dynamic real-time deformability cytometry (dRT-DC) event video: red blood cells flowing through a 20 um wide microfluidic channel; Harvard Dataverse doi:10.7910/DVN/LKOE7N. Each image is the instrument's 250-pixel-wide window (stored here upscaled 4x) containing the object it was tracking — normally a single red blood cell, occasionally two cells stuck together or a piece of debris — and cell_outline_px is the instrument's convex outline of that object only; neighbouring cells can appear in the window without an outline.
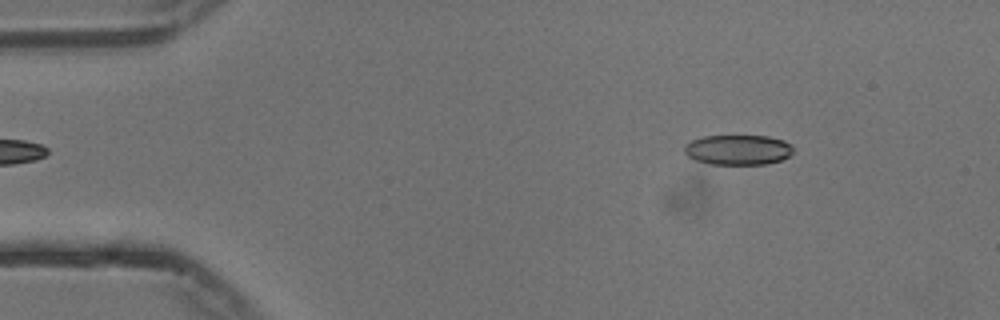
{"species": "common noctule bat (a hibernating species)", "species_latin": "Nyctalus noctula", "temperature_condition": "cold", "stored_images_in_passage": 30, "camera_frame_rate_fps": 3000, "um_per_image_px": 0.085, "animal": {"sex": "male", "body_mass_g": 13.3}, "frame": {"image": 1, "passage_image": 3, "time_ms": 0.667, "image_size_px": [1000, 320], "cell_outline_px": [[792, 152], [788, 156], [780, 160], [768, 164], [708, 164], [696, 160], [688, 156], [684, 152], [684, 144], [692, 140], [704, 136], [768, 136], [784, 140], [792, 144]], "centroid_in_image_um": [62.72, 12.73], "position_along_channel_um": 22.3, "area_um2": 19.13}}
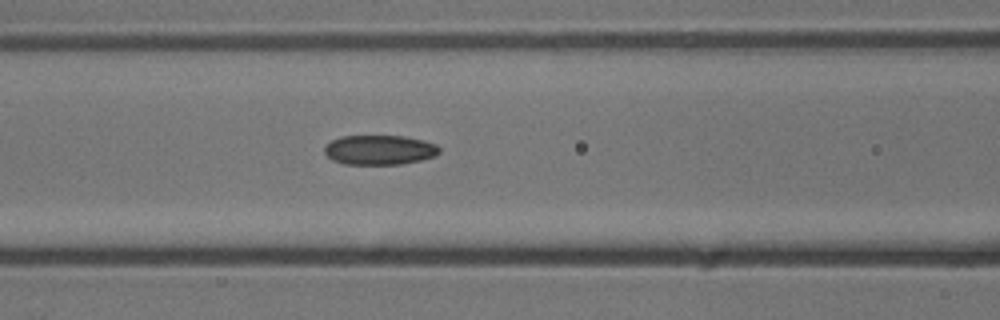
{"frame": {"image": 2, "passage_image": 18, "time_ms": 5.667, "image_size_px": [1000, 320], "cell_outline_px": [[440, 152], [436, 156], [420, 160], [400, 164], [344, 164], [332, 160], [324, 152], [324, 148], [332, 140], [340, 136], [404, 136], [424, 140], [436, 144], [440, 148]], "centroid_in_image_um": [32.28, 12.74], "position_along_channel_um": 134.3, "area_um2": 19.88}}
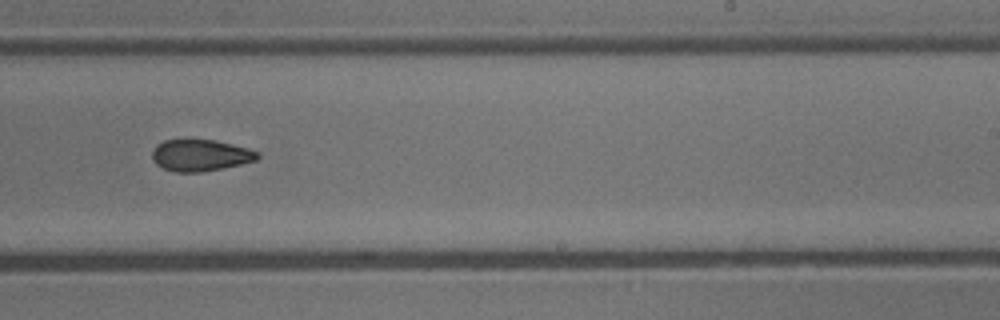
{"frame": {"image": 3, "passage_image": 29, "time_ms": 9.333, "image_size_px": [1000, 320], "cell_outline_px": [[260, 156], [256, 160], [224, 168], [200, 172], [176, 172], [164, 168], [156, 164], [152, 160], [152, 152], [156, 144], [164, 140], [216, 140], [248, 148], [256, 152]], "centroid_in_image_um": [17.01, 13.2], "position_along_channel_um": 272.0, "area_um2": 19.31}}